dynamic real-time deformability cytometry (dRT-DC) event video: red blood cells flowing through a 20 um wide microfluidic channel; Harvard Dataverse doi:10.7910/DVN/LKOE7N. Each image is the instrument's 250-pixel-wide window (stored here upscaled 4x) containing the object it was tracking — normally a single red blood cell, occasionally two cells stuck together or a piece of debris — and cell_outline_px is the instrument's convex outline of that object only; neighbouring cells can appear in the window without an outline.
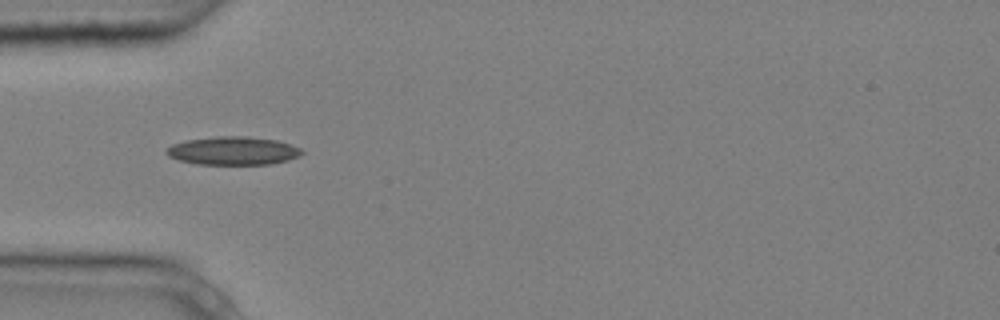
{"species": "common noctule bat (a hibernating species)", "species_latin": "Nyctalus noctula", "temperature_condition": "cold", "stored_images_in_passage": 6, "camera_frame_rate_fps": 3000, "um_per_image_px": 0.085, "animal": {"sex": "male", "body_mass_g": 20.4}, "frame": {"image": 1, "passage_image": 5, "time_ms": 1.333, "image_size_px": [1000, 320], "cell_outline_px": [[304, 152], [300, 156], [288, 160], [272, 164], [196, 164], [180, 160], [168, 156], [164, 152], [172, 144], [188, 140], [220, 136], [244, 136], [276, 140], [292, 144], [300, 148]], "centroid_in_image_um": [19.84, 12.82], "position_along_channel_um": 65.2, "area_um2": 22.25}}
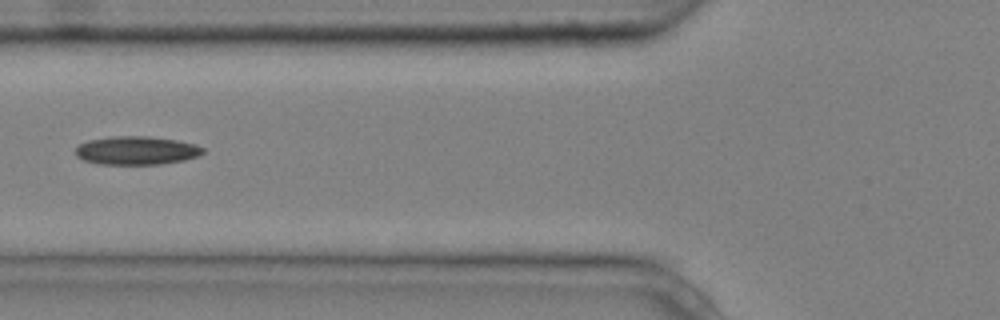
{"frame": {"image": 2, "passage_image": 6, "time_ms": 1.667, "image_size_px": [1000, 320], "cell_outline_px": [[204, 152], [200, 156], [184, 160], [160, 164], [100, 164], [84, 160], [76, 156], [76, 148], [80, 144], [88, 140], [112, 136], [148, 136], [176, 140], [196, 144], [204, 148]], "centroid_in_image_um": [11.63, 12.79], "position_along_channel_um": 114.2, "area_um2": 21.15}}